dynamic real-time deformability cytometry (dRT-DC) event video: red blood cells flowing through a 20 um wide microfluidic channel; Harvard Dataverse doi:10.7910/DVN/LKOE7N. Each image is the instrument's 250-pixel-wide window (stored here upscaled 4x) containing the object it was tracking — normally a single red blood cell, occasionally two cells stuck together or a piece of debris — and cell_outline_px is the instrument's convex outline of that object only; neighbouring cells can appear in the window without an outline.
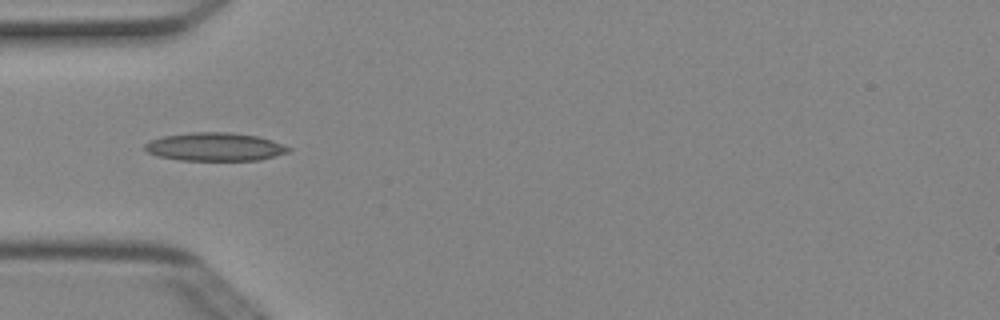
{"species": "Egyptian fruit bat (a non-hibernating species)", "species_latin": "Rousettus aegyptiacus", "temperature_condition": "cold", "stored_images_in_passage": 4, "camera_frame_rate_fps": 3000, "um_per_image_px": 0.085, "animal": {"sex": "female"}, "frame": {"image": 1, "passage_image": 4, "time_ms": 1.0, "image_size_px": [1000, 320], "cell_outline_px": [[292, 148], [288, 152], [260, 160], [180, 160], [156, 156], [148, 152], [144, 148], [144, 144], [152, 140], [164, 136], [192, 132], [232, 132], [256, 136], [272, 140]], "centroid_in_image_um": [18.27, 12.48], "position_along_channel_um": 66.7, "area_um2": 23.58}}